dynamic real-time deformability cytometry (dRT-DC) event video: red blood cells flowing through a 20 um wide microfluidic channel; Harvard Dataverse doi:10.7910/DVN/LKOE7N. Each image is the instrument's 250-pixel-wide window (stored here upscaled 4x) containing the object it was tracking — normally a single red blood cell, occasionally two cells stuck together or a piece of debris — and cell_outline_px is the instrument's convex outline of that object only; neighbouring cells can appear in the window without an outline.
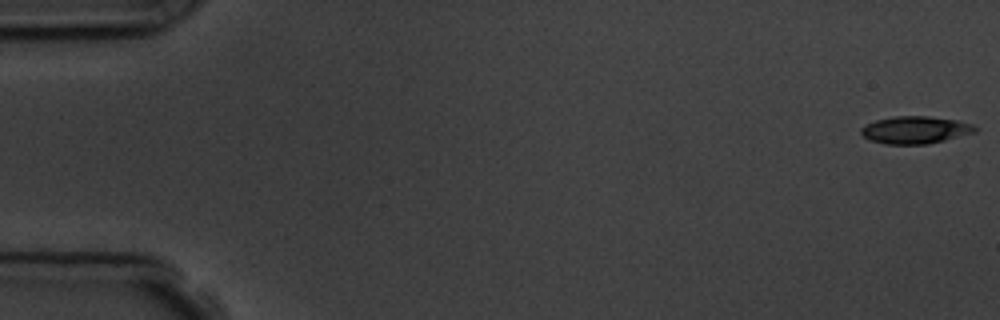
{"species": "common noctule bat (a hibernating species)", "species_latin": "Nyctalus noctula", "temperature_condition": "room temperature", "stored_images_in_passage": 6, "camera_frame_rate_fps": 3000, "um_per_image_px": 0.085, "animal": {"sex": "male", "body_mass_g": 19.5, "forearm_length_mm": 54.6}, "frame": {"image": 1, "passage_image": 1, "time_ms": 0.0, "image_size_px": [1000, 320], "cell_outline_px": [[976, 132], [928, 144], [884, 144], [872, 140], [864, 136], [860, 132], [860, 128], [876, 120], [892, 116], [928, 116], [956, 120], [972, 124], [976, 128]], "centroid_in_image_um": [77.79, 11.04], "position_along_channel_um": 7.2, "area_um2": 18.03}}
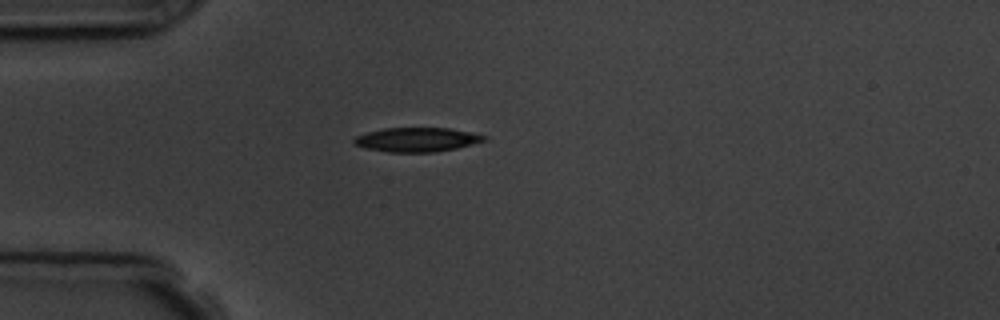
{"frame": {"image": 2, "passage_image": 5, "time_ms": 4.667, "image_size_px": [1000, 320], "cell_outline_px": [[488, 136], [484, 140], [456, 148], [436, 152], [388, 152], [364, 148], [352, 144], [352, 140], [356, 136], [368, 132], [384, 128], [448, 128]], "centroid_in_image_um": [35.36, 11.87], "position_along_channel_um": 49.6, "area_um2": 18.21}}